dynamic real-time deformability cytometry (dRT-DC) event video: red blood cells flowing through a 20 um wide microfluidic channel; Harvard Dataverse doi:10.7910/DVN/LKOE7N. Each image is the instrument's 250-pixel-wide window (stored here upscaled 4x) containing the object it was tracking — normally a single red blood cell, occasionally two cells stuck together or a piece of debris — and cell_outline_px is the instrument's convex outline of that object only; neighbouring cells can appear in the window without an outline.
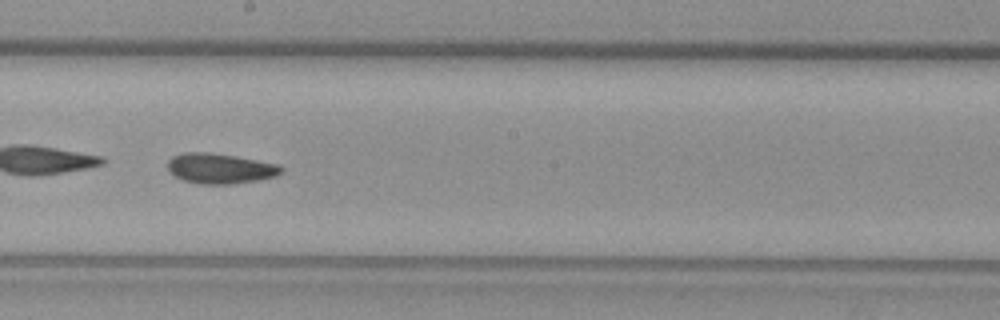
{"species": "common noctule bat (a hibernating species)", "species_latin": "Nyctalus noctula", "temperature_condition": "warm", "stored_images_in_passage": 54, "camera_frame_rate_fps": 3000, "um_per_image_px": 0.085, "animal": {"sex": "female", "body_mass_g": 29.2, "forearm_length_mm": 56.3}, "frame": {"image": 1, "passage_image": 31, "time_ms": 10.0, "image_size_px": [1000, 320], "cell_outline_px": [[284, 172], [276, 176], [256, 180], [232, 184], [200, 184], [184, 180], [168, 172], [168, 160], [172, 156], [184, 152], [208, 152], [280, 164], [284, 168]], "centroid_in_image_um": [18.71, 14.32], "position_along_channel_um": 229.5, "area_um2": 20.0}, "authors_computed_cell_mechanics": {"area_um2": 20.1433, "velocity_mm_per_s": 3.7511, "shape_relaxation_time_tau1_ms": null, "shape_relaxation_time_tau2_ms": 2.7452, "deformation_change_tau1": null, "deformation_change_tau2": 0.0625}}